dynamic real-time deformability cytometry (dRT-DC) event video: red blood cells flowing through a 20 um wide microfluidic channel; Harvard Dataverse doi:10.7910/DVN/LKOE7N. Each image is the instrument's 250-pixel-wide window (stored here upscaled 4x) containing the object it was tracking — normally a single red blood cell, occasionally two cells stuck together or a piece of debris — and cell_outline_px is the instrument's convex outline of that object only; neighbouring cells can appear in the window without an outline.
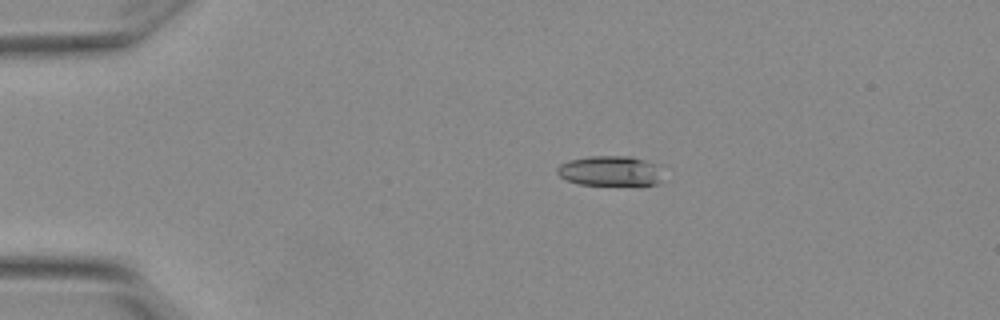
{"species": "Egyptian fruit bat (a non-hibernating species)", "species_latin": "Rousettus aegyptiacus", "temperature_condition": "warm", "stored_images_in_passage": 4, "camera_frame_rate_fps": 3000, "um_per_image_px": 0.085, "animal": {"sex": "female"}, "frame": {"image": 1, "passage_image": 4, "time_ms": 1.0, "image_size_px": [1000, 320], "cell_outline_px": [[660, 180], [656, 184], [580, 184], [568, 180], [560, 176], [556, 172], [556, 168], [560, 164], [568, 160], [588, 156], [632, 156], [660, 164]], "centroid_in_image_um": [51.86, 14.5], "position_along_channel_um": 33.1, "area_um2": 18.44}}